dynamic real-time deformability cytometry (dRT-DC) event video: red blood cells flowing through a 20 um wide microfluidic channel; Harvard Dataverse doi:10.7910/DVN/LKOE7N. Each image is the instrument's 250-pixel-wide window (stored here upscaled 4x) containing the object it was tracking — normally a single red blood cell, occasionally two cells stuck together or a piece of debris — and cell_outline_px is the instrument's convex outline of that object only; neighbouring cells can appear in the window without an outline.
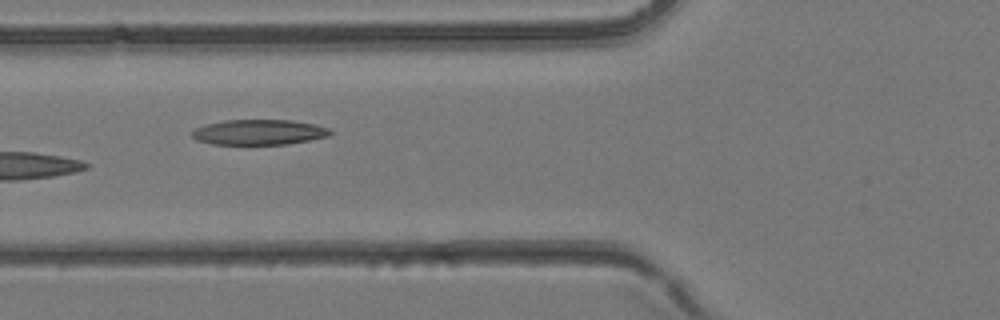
{"species": "common noctule bat (a hibernating species)", "species_latin": "Nyctalus noctula", "temperature_condition": "room temperature", "stored_images_in_passage": 5, "camera_frame_rate_fps": 3000, "um_per_image_px": 0.085, "animal": {"sex": "female", "body_mass_g": 24.6, "forearm_length_mm": 56.2}, "frame": {"image": 1, "passage_image": 5, "time_ms": 1.333, "image_size_px": [1000, 320], "cell_outline_px": [[332, 132], [328, 136], [288, 144], [212, 144], [196, 140], [192, 136], [192, 132], [196, 128], [208, 124], [224, 120], [292, 120], [316, 124], [328, 128]], "centroid_in_image_um": [22.02, 11.23], "position_along_channel_um": 103.8, "area_um2": 20.23}}